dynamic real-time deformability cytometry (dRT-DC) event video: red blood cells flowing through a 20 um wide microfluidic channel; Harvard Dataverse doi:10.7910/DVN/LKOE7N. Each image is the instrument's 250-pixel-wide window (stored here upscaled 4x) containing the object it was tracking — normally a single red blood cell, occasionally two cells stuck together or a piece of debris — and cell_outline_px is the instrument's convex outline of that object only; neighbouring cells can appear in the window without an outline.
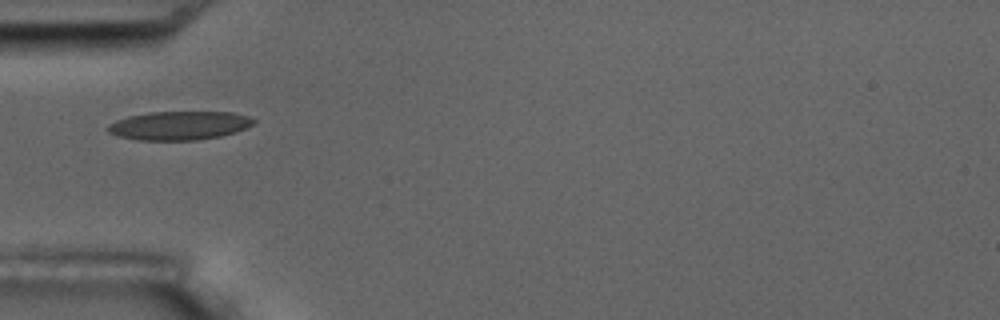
{"species": "common noctule bat (a hibernating species)", "species_latin": "Nyctalus noctula", "temperature_condition": "room temperature", "stored_images_in_passage": 1, "camera_frame_rate_fps": 3000, "um_per_image_px": 0.085, "animal": {"sex": "male", "body_mass_g": 17.5, "forearm_length_mm": 52.3}, "frame": {"image": 1, "passage_image": 1, "time_ms": 0.0, "image_size_px": [1000, 320], "cell_outline_px": [[256, 120], [252, 124], [236, 132], [220, 136], [196, 140], [136, 140], [120, 136], [108, 132], [104, 128], [108, 124], [116, 120], [128, 116], [148, 112], [232, 112], [248, 116]], "centroid_in_image_um": [15.19, 10.67], "position_along_channel_um": 69.8, "area_um2": 24.39}}